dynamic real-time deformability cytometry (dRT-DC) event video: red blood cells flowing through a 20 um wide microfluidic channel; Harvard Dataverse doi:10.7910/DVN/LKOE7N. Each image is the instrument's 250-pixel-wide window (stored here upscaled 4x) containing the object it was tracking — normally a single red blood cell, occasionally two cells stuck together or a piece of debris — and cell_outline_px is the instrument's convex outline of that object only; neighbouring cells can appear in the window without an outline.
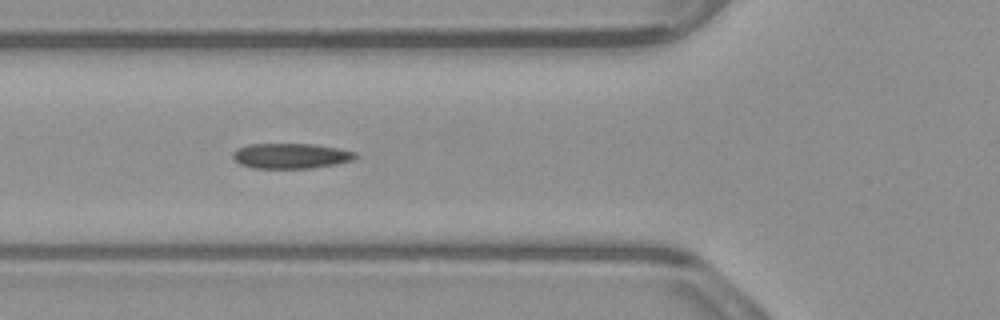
{"species": "common noctule bat (a hibernating species)", "species_latin": "Nyctalus noctula", "temperature_condition": "warm", "stored_images_in_passage": 25, "camera_frame_rate_fps": 3000, "um_per_image_px": 0.085, "animal": {"sex": "male", "body_mass_g": 23.1, "forearm_length_mm": 52.7}, "frame": {"image": 1, "passage_image": 8, "time_ms": 2.333, "image_size_px": [1000, 320], "cell_outline_px": [[360, 156], [352, 160], [336, 164], [312, 168], [252, 168], [240, 164], [232, 156], [232, 152], [236, 148], [248, 144], [312, 144], [340, 148], [356, 152]], "centroid_in_image_um": [24.74, 13.24], "position_along_channel_um": 101.1, "area_um2": 18.21}}
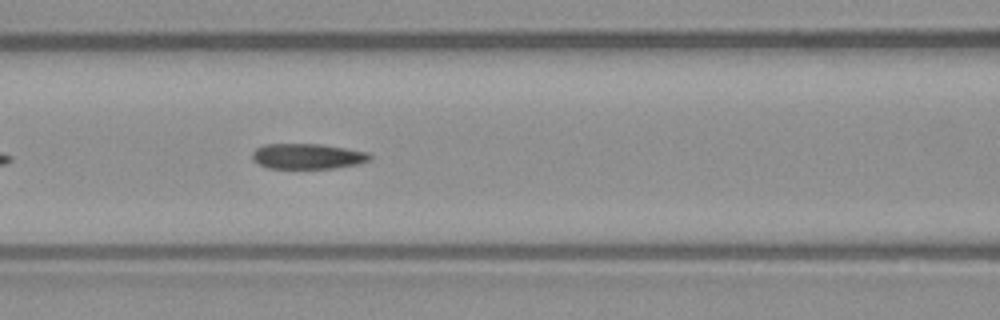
{"frame": {"image": 2, "passage_image": 11, "time_ms": 3.333, "image_size_px": [1000, 320], "cell_outline_px": [[372, 156], [368, 160], [360, 164], [332, 168], [268, 168], [252, 160], [252, 152], [256, 148], [264, 144], [320, 144], [368, 152]], "centroid_in_image_um": [26.12, 13.28], "position_along_channel_um": 140.5, "area_um2": 17.34}}
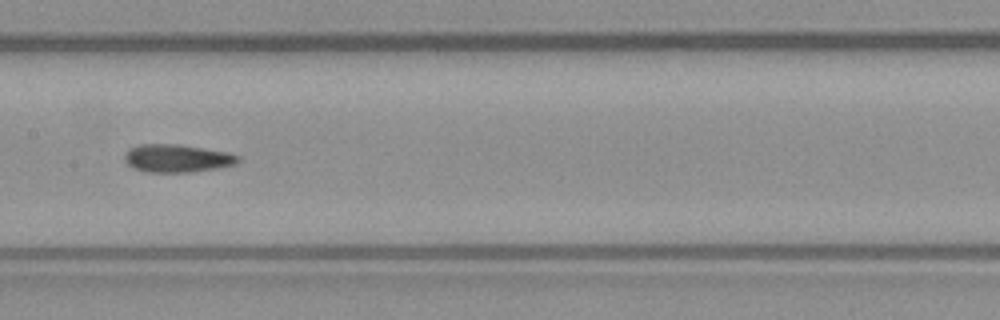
{"frame": {"image": 3, "passage_image": 15, "time_ms": 4.667, "image_size_px": [1000, 320], "cell_outline_px": [[240, 160], [236, 164], [216, 168], [192, 172], [148, 172], [136, 168], [128, 164], [124, 160], [124, 156], [128, 148], [136, 144], [180, 144], [228, 152], [240, 156]], "centroid_in_image_um": [15.05, 13.44], "position_along_channel_um": 192.3, "area_um2": 18.55}}